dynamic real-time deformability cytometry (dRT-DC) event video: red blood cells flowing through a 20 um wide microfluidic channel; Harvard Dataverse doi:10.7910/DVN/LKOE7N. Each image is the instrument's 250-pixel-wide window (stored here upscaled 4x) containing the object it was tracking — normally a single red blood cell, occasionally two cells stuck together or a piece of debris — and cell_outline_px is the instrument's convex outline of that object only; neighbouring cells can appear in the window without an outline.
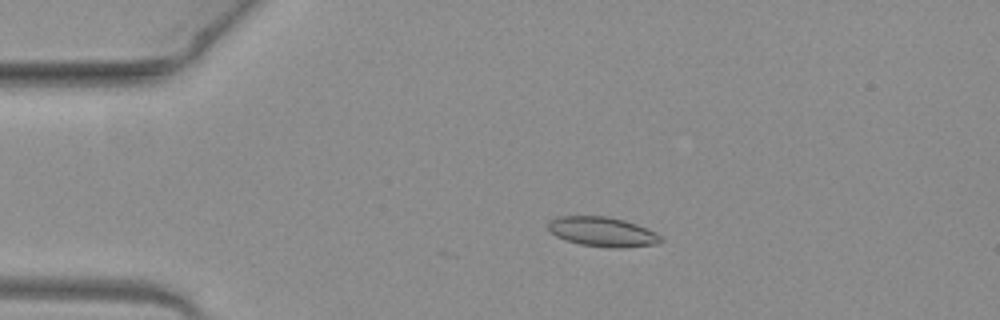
{"species": "common noctule bat (a hibernating species)", "species_latin": "Nyctalus noctula", "temperature_condition": "warm", "stored_images_in_passage": 12, "camera_frame_rate_fps": 3000, "um_per_image_px": 0.085, "animal": {"sex": "female", "body_mass_g": 19.3, "forearm_length_mm": 54.1}, "frame": {"image": 1, "passage_image": 10, "time_ms": 3.0, "image_size_px": [1000, 320], "cell_outline_px": [[664, 240], [656, 244], [620, 248], [608, 248], [580, 244], [564, 240], [556, 236], [548, 228], [548, 224], [552, 220], [560, 216], [604, 216], [624, 220], [636, 224], [656, 232]], "centroid_in_image_um": [51.22, 19.71], "position_along_channel_um": 33.8, "area_um2": 19.36}}